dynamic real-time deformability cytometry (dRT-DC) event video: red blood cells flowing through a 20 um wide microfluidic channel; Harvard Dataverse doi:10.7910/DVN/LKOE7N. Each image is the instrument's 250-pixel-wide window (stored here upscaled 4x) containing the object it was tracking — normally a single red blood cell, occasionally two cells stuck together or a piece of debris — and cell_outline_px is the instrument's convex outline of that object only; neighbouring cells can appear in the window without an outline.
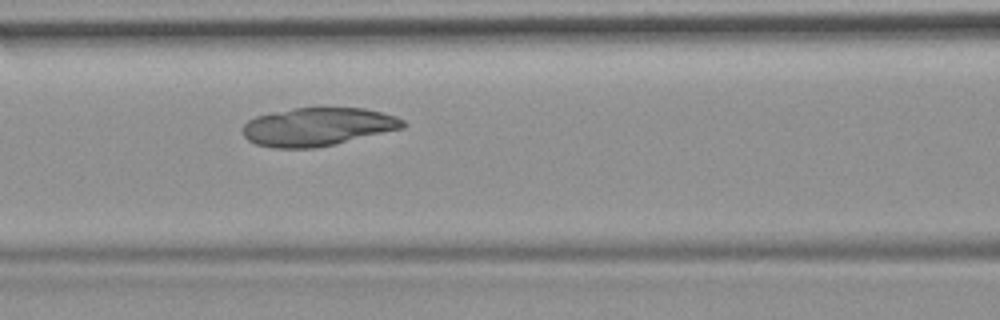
{"species": "common noctule bat (a hibernating species)", "species_latin": "Nyctalus noctula", "temperature_condition": "room temperature", "stored_images_in_passage": 39, "camera_frame_rate_fps": 3000, "um_per_image_px": 0.085, "animal": {"sex": "female", "body_mass_g": 19.9}, "frame": {"image": 1, "passage_image": 9, "time_ms": 2.667, "image_size_px": [1000, 320], "cell_outline_px": [[408, 124], [404, 128], [336, 144], [316, 148], [272, 148], [256, 144], [248, 140], [244, 136], [244, 124], [248, 120], [256, 116], [272, 112], [292, 108], [364, 108], [396, 116], [404, 120]], "centroid_in_image_um": [27.02, 10.78], "position_along_channel_um": 139.6, "area_um2": 35.84}}
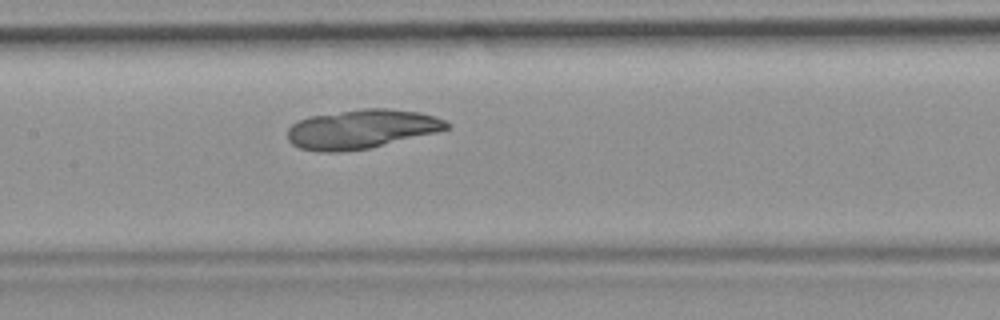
{"frame": {"image": 2, "passage_image": 12, "time_ms": 3.667, "image_size_px": [1000, 320], "cell_outline_px": [[448, 128], [436, 132], [372, 148], [340, 152], [320, 152], [300, 148], [292, 144], [288, 140], [288, 128], [292, 124], [300, 120], [312, 116], [364, 108], [388, 108], [420, 112], [436, 116], [444, 120], [448, 124]], "centroid_in_image_um": [30.73, 10.98], "position_along_channel_um": 176.7, "area_um2": 36.18}}
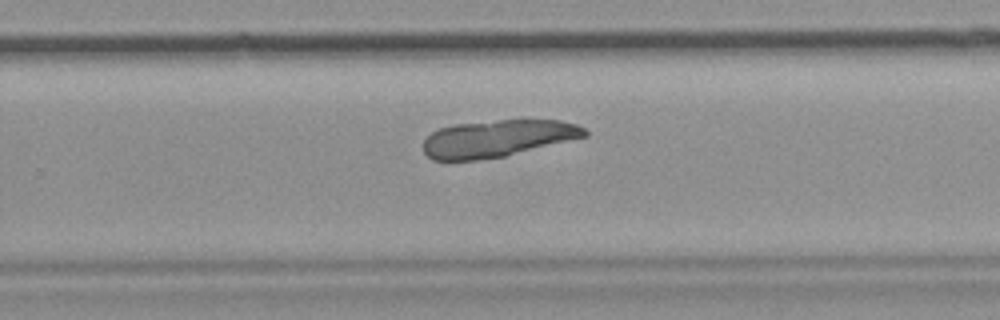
{"frame": {"image": 3, "passage_image": 21, "time_ms": 6.667, "image_size_px": [1000, 320], "cell_outline_px": [[588, 136], [504, 156], [476, 160], [432, 160], [424, 152], [424, 140], [432, 132], [440, 128], [456, 124], [500, 120], [560, 120], [576, 124], [584, 128], [588, 132]], "centroid_in_image_um": [42.3, 11.77], "position_along_channel_um": 287.5, "area_um2": 34.56}}